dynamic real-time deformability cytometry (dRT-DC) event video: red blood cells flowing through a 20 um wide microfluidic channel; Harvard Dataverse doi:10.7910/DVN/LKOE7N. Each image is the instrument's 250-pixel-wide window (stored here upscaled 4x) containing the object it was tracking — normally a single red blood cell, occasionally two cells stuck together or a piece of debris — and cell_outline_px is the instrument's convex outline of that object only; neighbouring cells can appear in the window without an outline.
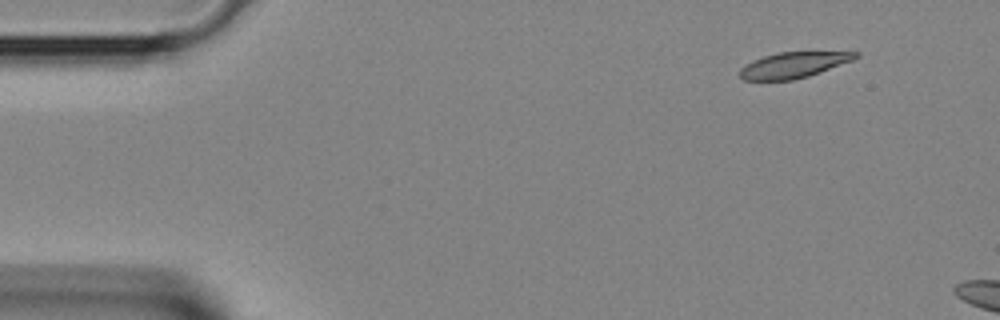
{"species": "Egyptian fruit bat (a non-hibernating species)", "species_latin": "Rousettus aegyptiacus", "temperature_condition": "room temperature", "stored_images_in_passage": 2, "camera_frame_rate_fps": 3000, "um_per_image_px": 0.085, "animal": {"sex": "female"}, "frame": {"image": 1, "passage_image": 1, "time_ms": 0.0, "image_size_px": [1000, 320], "cell_outline_px": [[860, 56], [852, 60], [820, 72], [808, 76], [792, 80], [744, 80], [740, 76], [740, 68], [744, 64], [752, 60], [764, 56], [780, 52], [860, 52]], "centroid_in_image_um": [67.42, 5.52], "position_along_channel_um": 17.6, "area_um2": 17.22}}